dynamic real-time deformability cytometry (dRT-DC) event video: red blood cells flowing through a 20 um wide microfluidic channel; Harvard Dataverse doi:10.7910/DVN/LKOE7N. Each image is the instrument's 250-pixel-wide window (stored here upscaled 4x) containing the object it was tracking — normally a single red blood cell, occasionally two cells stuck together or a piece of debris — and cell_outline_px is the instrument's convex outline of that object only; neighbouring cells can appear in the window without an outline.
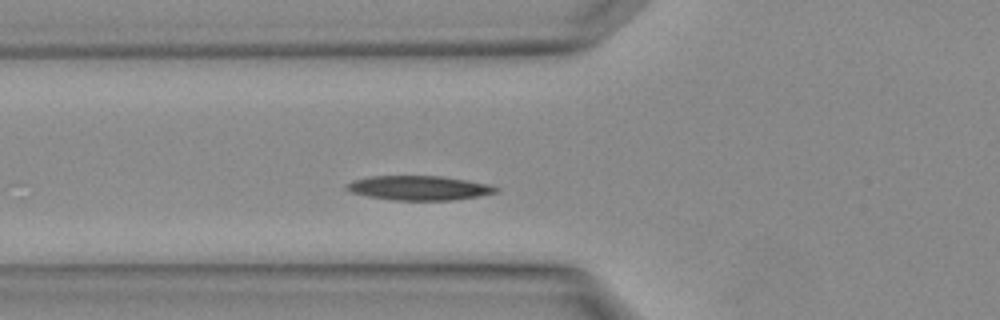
{"species": "Egyptian fruit bat (a non-hibernating species)", "species_latin": "Rousettus aegyptiacus", "temperature_condition": "warm", "stored_images_in_passage": 2, "camera_frame_rate_fps": 3000, "um_per_image_px": 0.085, "animal": {"sex": "female"}, "frame": {"image": 1, "passage_image": 2, "time_ms": 0.333, "image_size_px": [1000, 320], "cell_outline_px": [[500, 192], [480, 196], [452, 200], [392, 200], [368, 196], [352, 192], [344, 188], [348, 184], [356, 180], [372, 176], [440, 176], [464, 180], [484, 184], [500, 188]], "centroid_in_image_um": [35.64, 15.98], "position_along_channel_um": 90.2, "area_um2": 20.92}}